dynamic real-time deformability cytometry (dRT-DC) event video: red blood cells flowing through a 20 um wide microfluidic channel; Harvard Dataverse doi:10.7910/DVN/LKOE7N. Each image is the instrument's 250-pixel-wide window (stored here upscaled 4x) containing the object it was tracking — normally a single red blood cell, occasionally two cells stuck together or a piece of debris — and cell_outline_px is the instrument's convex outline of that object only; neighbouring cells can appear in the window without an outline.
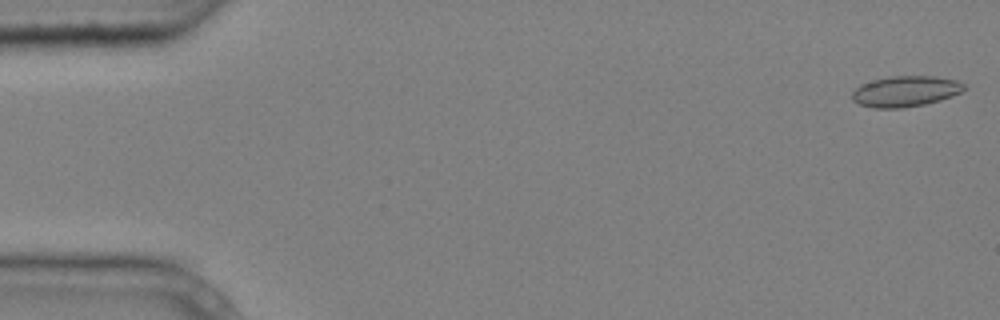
{"species": "common noctule bat (a hibernating species)", "species_latin": "Nyctalus noctula", "temperature_condition": "cold", "stored_images_in_passage": 5, "camera_frame_rate_fps": 3000, "um_per_image_px": 0.085, "animal": {"sex": "male", "body_mass_g": 20.4}, "frame": {"image": 1, "passage_image": 1, "time_ms": 0.0, "image_size_px": [1000, 320], "cell_outline_px": [[964, 88], [960, 92], [952, 96], [940, 100], [924, 104], [900, 108], [872, 108], [860, 104], [852, 100], [852, 92], [860, 84], [872, 80], [892, 76], [936, 76], [956, 80], [964, 84]], "centroid_in_image_um": [76.93, 7.76], "position_along_channel_um": 8.1, "area_um2": 20.0}}
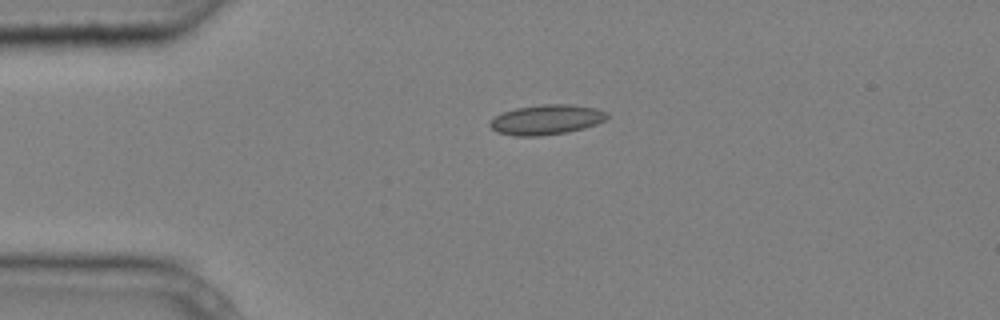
{"frame": {"image": 2, "passage_image": 4, "time_ms": 1.0, "image_size_px": [1000, 320], "cell_outline_px": [[608, 116], [604, 120], [596, 124], [584, 128], [568, 132], [540, 136], [512, 136], [496, 132], [488, 124], [496, 116], [504, 112], [516, 108], [540, 104], [568, 104], [596, 108], [608, 112]], "centroid_in_image_um": [46.45, 10.18], "position_along_channel_um": 38.6, "area_um2": 20.46}}
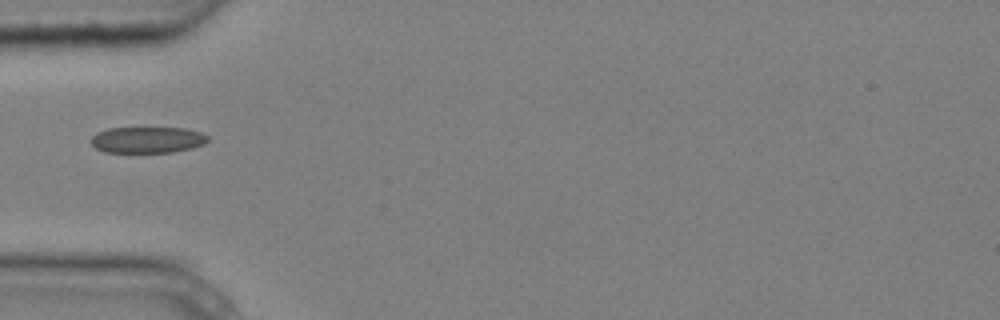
{"frame": {"image": 3, "passage_image": 5, "time_ms": 1.333, "image_size_px": [1000, 320], "cell_outline_px": [[208, 140], [204, 144], [192, 148], [172, 152], [104, 152], [96, 148], [88, 140], [96, 132], [108, 128], [184, 128], [200, 132], [208, 136]], "centroid_in_image_um": [12.5, 11.88], "position_along_channel_um": 72.5, "area_um2": 17.92}}